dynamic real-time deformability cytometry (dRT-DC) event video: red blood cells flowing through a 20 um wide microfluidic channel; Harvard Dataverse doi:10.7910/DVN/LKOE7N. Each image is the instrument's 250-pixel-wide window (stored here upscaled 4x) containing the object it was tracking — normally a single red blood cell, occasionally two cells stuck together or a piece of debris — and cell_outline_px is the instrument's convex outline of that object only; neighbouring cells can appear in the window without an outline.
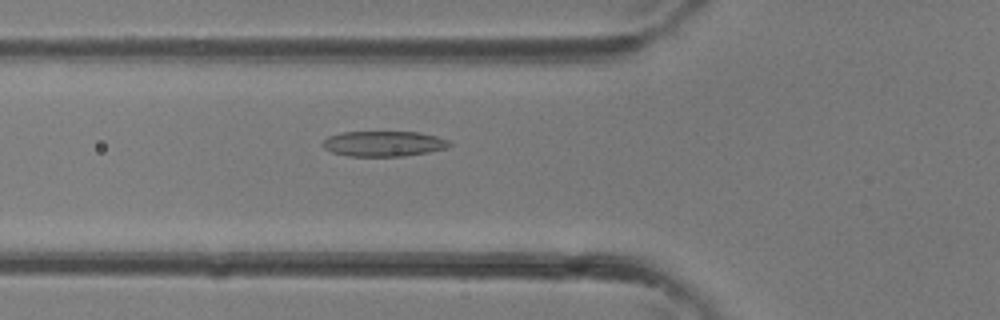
{"species": "common noctule bat (a hibernating species)", "species_latin": "Nyctalus noctula", "temperature_condition": "room temperature", "stored_images_in_passage": 36, "camera_frame_rate_fps": 3000, "um_per_image_px": 0.085, "animal": {"sex": "female"}, "frame": {"image": 1, "passage_image": 13, "time_ms": 4.0, "image_size_px": [1000, 320], "cell_outline_px": [[452, 144], [448, 148], [428, 152], [404, 156], [348, 156], [332, 152], [324, 148], [320, 144], [328, 136], [340, 132], [420, 132], [436, 136], [448, 140]], "centroid_in_image_um": [32.6, 12.21], "position_along_channel_um": 93.2, "area_um2": 18.84}}
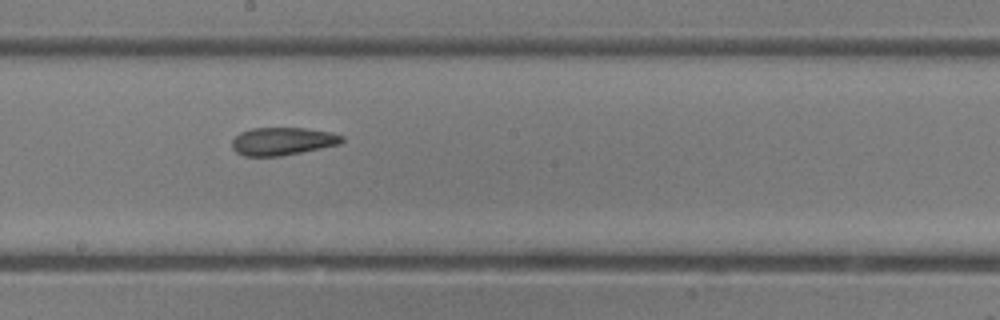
{"frame": {"image": 2, "passage_image": 20, "time_ms": 6.333, "image_size_px": [1000, 320], "cell_outline_px": [[344, 140], [340, 144], [280, 156], [244, 156], [236, 152], [232, 148], [232, 140], [240, 132], [252, 128], [304, 128], [332, 132], [344, 136]], "centroid_in_image_um": [24.01, 12.0], "position_along_channel_um": 224.2, "area_um2": 17.8}}
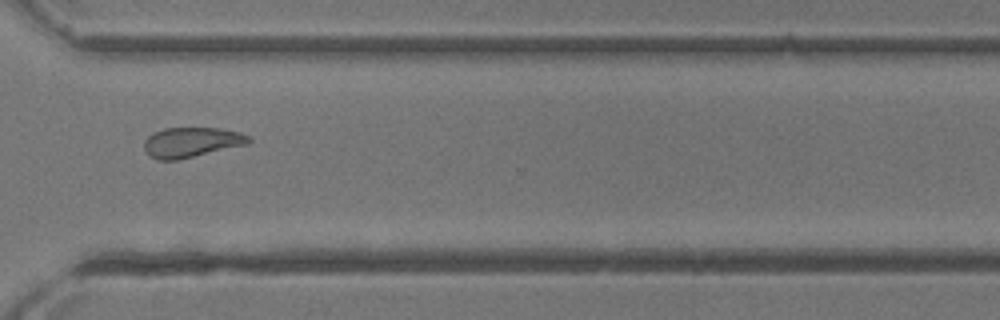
{"frame": {"image": 3, "passage_image": 27, "time_ms": 8.667, "image_size_px": [1000, 320], "cell_outline_px": [[252, 140], [248, 144], [176, 160], [156, 160], [148, 156], [144, 148], [144, 140], [148, 136], [164, 128], [220, 128], [240, 132], [252, 136]], "centroid_in_image_um": [16.29, 12.09], "position_along_channel_um": 354.3, "area_um2": 18.38}}